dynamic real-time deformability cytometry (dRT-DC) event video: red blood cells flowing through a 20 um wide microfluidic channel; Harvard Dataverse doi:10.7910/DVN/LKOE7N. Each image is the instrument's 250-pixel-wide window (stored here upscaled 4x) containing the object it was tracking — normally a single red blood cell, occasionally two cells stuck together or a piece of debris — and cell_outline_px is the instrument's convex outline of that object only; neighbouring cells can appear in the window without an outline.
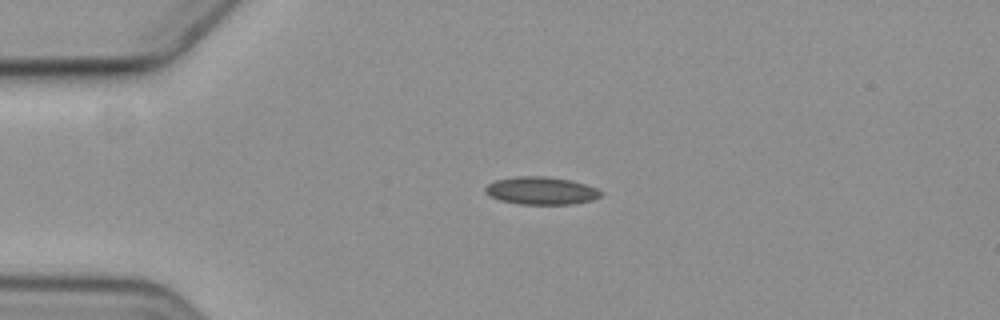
{"species": "common noctule bat (a hibernating species)", "species_latin": "Nyctalus noctula", "temperature_condition": "cold", "stored_images_in_passage": 5, "camera_frame_rate_fps": 3000, "um_per_image_px": 0.085, "animal": {"sex": "female", "body_mass_g": 19.3, "forearm_length_mm": 54.1}, "frame": {"image": 1, "passage_image": 3, "time_ms": 2.667, "image_size_px": [1000, 320], "cell_outline_px": [[604, 192], [600, 196], [592, 200], [572, 204], [520, 204], [500, 200], [484, 192], [484, 188], [488, 184], [496, 180], [516, 176], [544, 176], [572, 180], [596, 188]], "centroid_in_image_um": [46.01, 16.2], "position_along_channel_um": 39.0, "area_um2": 18.61}}
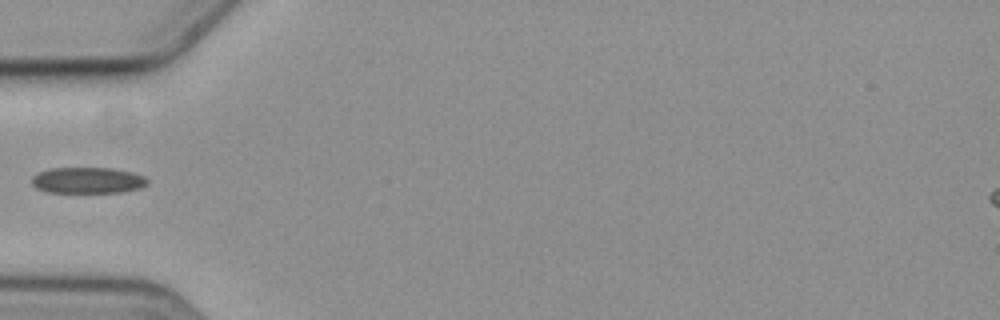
{"frame": {"image": 2, "passage_image": 4, "time_ms": 4.667, "image_size_px": [1000, 320], "cell_outline_px": [[148, 184], [140, 188], [120, 192], [48, 192], [36, 188], [32, 184], [32, 176], [40, 172], [52, 168], [112, 168], [132, 172], [144, 176], [148, 180]], "centroid_in_image_um": [7.47, 15.32], "position_along_channel_um": 77.5, "area_um2": 17.51}}